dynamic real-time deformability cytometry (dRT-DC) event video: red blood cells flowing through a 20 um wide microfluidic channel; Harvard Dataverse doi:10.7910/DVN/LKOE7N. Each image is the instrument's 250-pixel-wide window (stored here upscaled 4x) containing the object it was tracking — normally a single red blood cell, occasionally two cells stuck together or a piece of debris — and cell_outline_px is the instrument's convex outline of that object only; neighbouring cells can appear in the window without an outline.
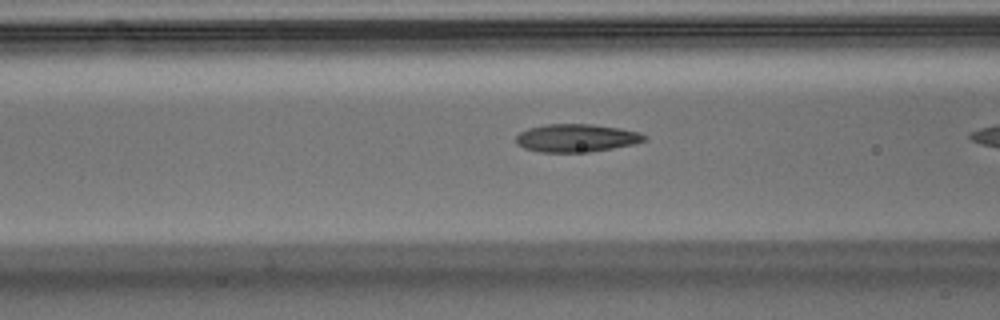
{"species": "Egyptian fruit bat (a non-hibernating species)", "species_latin": "Rousettus aegyptiacus", "temperature_condition": "warm", "stored_images_in_passage": 11, "camera_frame_rate_fps": 3000, "um_per_image_px": 0.085, "animal": {"sex": "male"}, "frame": {"image": 1, "passage_image": 10, "time_ms": 3.0, "image_size_px": [1000, 320], "cell_outline_px": [[648, 140], [632, 144], [612, 148], [588, 152], [540, 152], [524, 148], [516, 144], [516, 136], [520, 132], [528, 128], [544, 124], [592, 124], [620, 128], [640, 132], [648, 136]], "centroid_in_image_um": [49.0, 11.72], "position_along_channel_um": 117.6, "area_um2": 21.04}}